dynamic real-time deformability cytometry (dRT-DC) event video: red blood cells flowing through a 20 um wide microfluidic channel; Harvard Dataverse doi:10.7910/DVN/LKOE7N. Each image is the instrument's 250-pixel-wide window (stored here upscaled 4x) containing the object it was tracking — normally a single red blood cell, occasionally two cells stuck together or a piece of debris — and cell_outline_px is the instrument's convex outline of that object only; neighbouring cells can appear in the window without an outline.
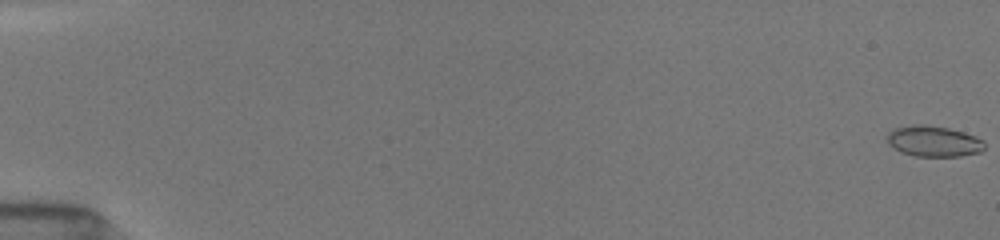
{"species": "common noctule bat (a hibernating species)", "species_latin": "Nyctalus noctula", "temperature_condition": "room temperature", "stored_images_in_passage": 8, "camera_frame_rate_fps": 3000, "um_per_image_px": 0.085, "animal": {"sex": "female", "body_mass_g": 19.5, "forearm_length_mm": 54.1}, "frame": {"image": 1, "passage_image": 1, "time_ms": 0.0, "image_size_px": [1000, 240], "cell_outline_px": [[984, 148], [980, 152], [960, 156], [916, 156], [900, 152], [892, 148], [888, 144], [888, 132], [896, 128], [912, 124], [920, 124], [948, 128], [964, 132], [976, 136], [984, 140]], "centroid_in_image_um": [79.36, 12.01], "position_along_channel_um": 5.6, "area_um2": 17.51}}
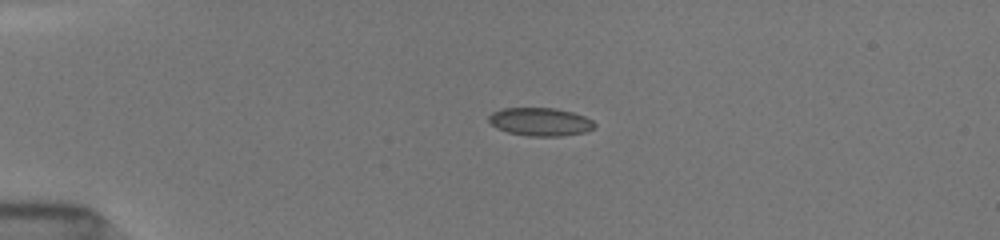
{"frame": {"image": 2, "passage_image": 7, "time_ms": 4.333, "image_size_px": [1000, 240], "cell_outline_px": [[596, 128], [584, 132], [560, 136], [528, 136], [508, 132], [496, 128], [488, 120], [488, 116], [492, 112], [504, 108], [556, 108], [572, 112], [584, 116], [592, 120], [596, 124]], "centroid_in_image_um": [45.93, 10.35], "position_along_channel_um": 39.1, "area_um2": 17.4}}